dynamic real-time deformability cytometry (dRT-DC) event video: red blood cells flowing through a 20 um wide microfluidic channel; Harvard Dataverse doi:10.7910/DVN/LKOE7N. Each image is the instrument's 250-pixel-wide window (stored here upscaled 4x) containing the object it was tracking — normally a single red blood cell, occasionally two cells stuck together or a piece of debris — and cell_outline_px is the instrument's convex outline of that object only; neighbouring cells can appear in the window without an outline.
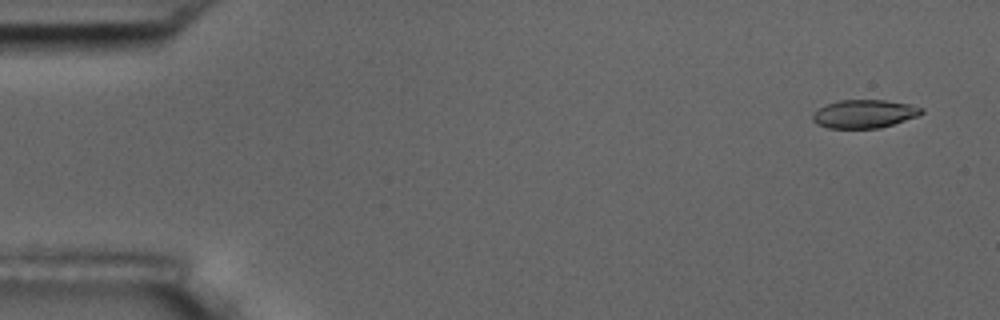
{"species": "common noctule bat (a hibernating species)", "species_latin": "Nyctalus noctula", "temperature_condition": "room temperature", "stored_images_in_passage": 56, "camera_frame_rate_fps": 3000, "um_per_image_px": 0.085, "animal": {"sex": "male", "body_mass_g": 17.5, "forearm_length_mm": 52.3}, "frame": {"image": 1, "passage_image": 3, "time_ms": 0.667, "image_size_px": [1000, 320], "cell_outline_px": [[924, 112], [916, 116], [880, 128], [828, 128], [816, 124], [812, 120], [812, 112], [816, 108], [840, 100], [884, 100], [912, 104], [924, 108]], "centroid_in_image_um": [73.43, 9.67], "position_along_channel_um": 11.6, "area_um2": 18.03}}
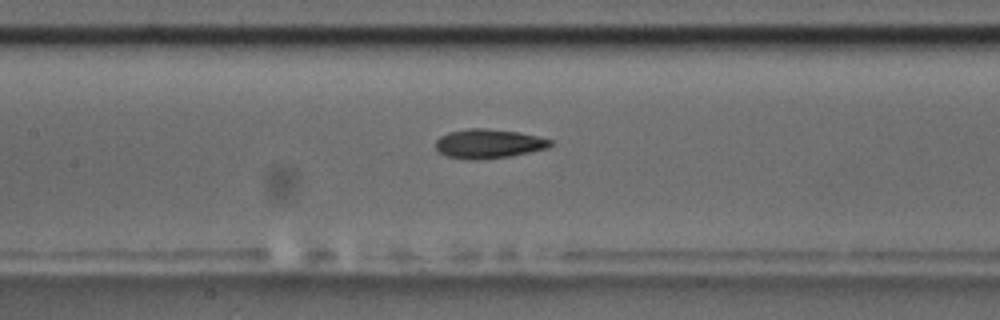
{"frame": {"image": 2, "passage_image": 26, "time_ms": 8.333, "image_size_px": [1000, 320], "cell_outline_px": [[552, 144], [548, 148], [512, 156], [476, 160], [468, 160], [444, 156], [436, 148], [436, 140], [440, 136], [448, 132], [468, 128], [488, 128], [520, 132], [552, 140]], "centroid_in_image_um": [41.51, 12.22], "position_along_channel_um": 165.9, "area_um2": 19.77}}
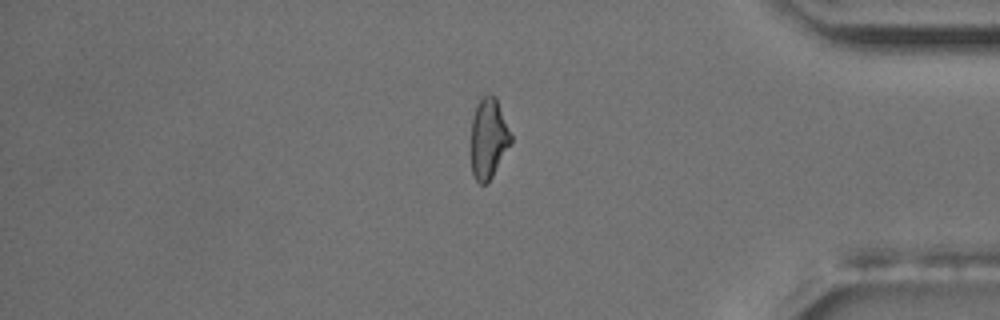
{"frame": {"image": 3, "passage_image": 47, "time_ms": 15.333, "image_size_px": [1000, 320], "cell_outline_px": [[512, 140], [488, 184], [480, 184], [476, 180], [472, 172], [472, 116], [476, 104], [484, 96], [496, 96], [512, 136]], "centroid_in_image_um": [41.52, 11.77], "position_along_channel_um": 393.7, "area_um2": 18.38}, "authors_computed_cell_mechanics": {"area_um2": 19.2474, "velocity_mm_per_s": 3.6328, "shape_relaxation_time_tau1_ms": 5.8096, "shape_relaxation_time_tau2_ms": 2.8416, "deformation_change_tau1": 0.169, "deformation_change_tau2": 0.0939}}